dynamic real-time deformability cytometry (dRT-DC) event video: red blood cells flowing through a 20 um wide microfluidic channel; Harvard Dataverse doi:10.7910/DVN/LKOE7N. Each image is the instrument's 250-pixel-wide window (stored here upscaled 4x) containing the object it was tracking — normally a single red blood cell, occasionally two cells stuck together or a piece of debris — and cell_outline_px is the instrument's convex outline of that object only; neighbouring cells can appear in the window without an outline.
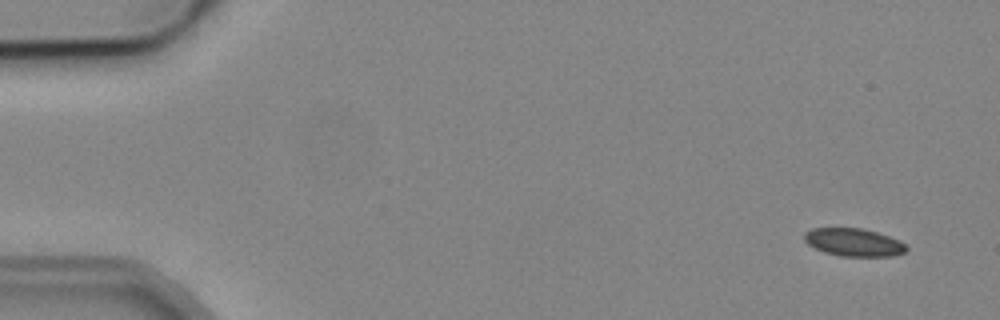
{"species": "common noctule bat (a hibernating species)", "species_latin": "Nyctalus noctula", "temperature_condition": "cold", "stored_images_in_passage": 6, "camera_frame_rate_fps": 3000, "um_per_image_px": 0.085, "animal": {"sex": "male", "body_mass_g": 19.2, "forearm_length_mm": 51.8}, "frame": {"image": 1, "passage_image": 1, "time_ms": 0.0, "image_size_px": [1000, 320], "cell_outline_px": [[908, 248], [904, 252], [892, 256], [840, 256], [824, 252], [808, 244], [804, 240], [804, 232], [812, 228], [860, 228], [876, 232], [900, 240]], "centroid_in_image_um": [72.55, 20.59], "position_along_channel_um": 12.5, "area_um2": 16.47}}
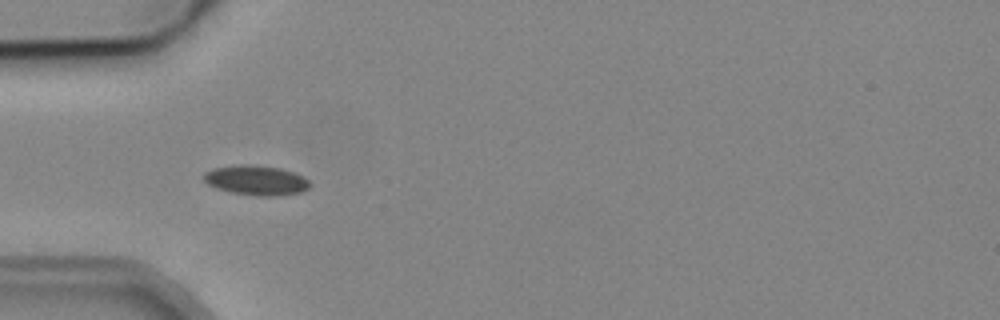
{"frame": {"image": 2, "passage_image": 5, "time_ms": 4.667, "image_size_px": [1000, 320], "cell_outline_px": [[308, 188], [300, 192], [280, 196], [260, 196], [232, 192], [216, 188], [208, 184], [204, 180], [204, 172], [212, 168], [240, 164], [280, 168], [292, 172], [308, 180]], "centroid_in_image_um": [21.73, 15.33], "position_along_channel_um": 63.3, "area_um2": 18.09}}